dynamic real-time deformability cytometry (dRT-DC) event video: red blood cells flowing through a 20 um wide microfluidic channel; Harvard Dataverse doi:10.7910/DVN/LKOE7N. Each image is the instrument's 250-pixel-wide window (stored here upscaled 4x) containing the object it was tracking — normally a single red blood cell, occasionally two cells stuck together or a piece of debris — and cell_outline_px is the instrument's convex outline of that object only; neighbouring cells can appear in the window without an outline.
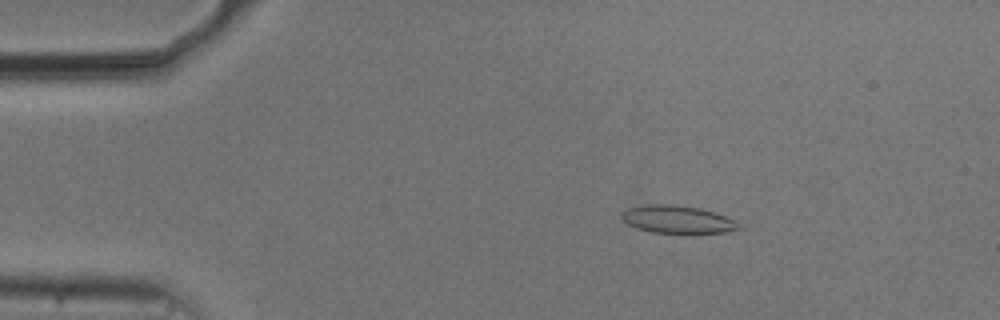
{"species": "common noctule bat (a hibernating species)", "species_latin": "Nyctalus noctula", "temperature_condition": "cold", "stored_images_in_passage": 54, "camera_frame_rate_fps": 3000, "um_per_image_px": 0.085, "animal": {"sex": "male", "body_mass_g": 20.5, "forearm_length_mm": 52.5}, "frame": {"image": 1, "passage_image": 9, "time_ms": 2.667, "image_size_px": [1000, 320], "cell_outline_px": [[744, 228], [728, 232], [652, 232], [636, 228], [628, 224], [620, 216], [628, 208], [648, 204], [668, 204], [700, 208], [736, 220]], "centroid_in_image_um": [57.61, 18.65], "position_along_channel_um": 27.4, "area_um2": 18.61}}
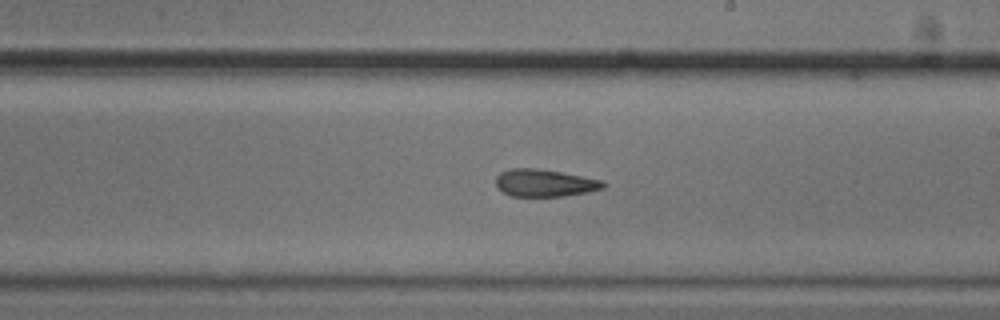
{"frame": {"image": 2, "passage_image": 31, "time_ms": 10.0, "image_size_px": [1000, 320], "cell_outline_px": [[608, 184], [604, 188], [588, 192], [564, 196], [512, 196], [504, 192], [496, 184], [496, 176], [500, 172], [508, 168], [536, 168], [560, 172], [604, 180]], "centroid_in_image_um": [46.33, 15.54], "position_along_channel_um": 242.7, "area_um2": 17.17}}
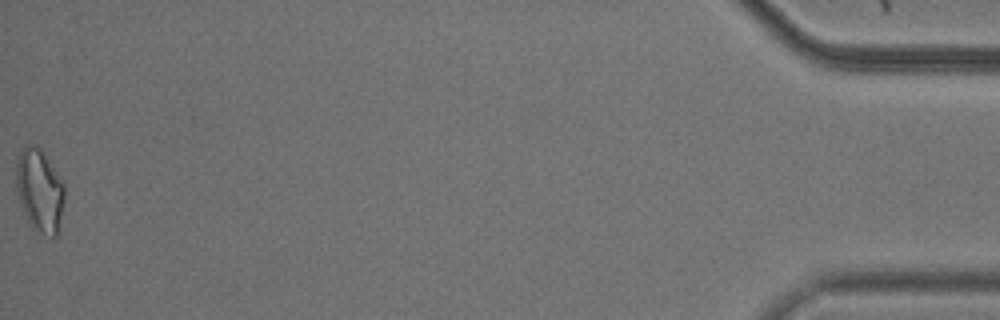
{"frame": {"image": 3, "passage_image": 54, "time_ms": 17.667, "image_size_px": [1000, 320], "cell_outline_px": [[64, 200], [56, 236], [52, 236], [40, 232], [32, 228], [20, 204], [16, 192], [16, 156], [28, 144], [36, 144], [44, 152], [64, 184]], "centroid_in_image_um": [3.34, 16.13], "position_along_channel_um": 431.9, "area_um2": 23.29}, "authors_computed_cell_mechanics": {"area_um2": 18.9006, "velocity_mm_per_s": 3.752, "shape_relaxation_time_tau1_ms": null, "shape_relaxation_time_tau2_ms": 5.4923, "deformation_change_tau1": null, "deformation_change_tau2": 0.1507}}